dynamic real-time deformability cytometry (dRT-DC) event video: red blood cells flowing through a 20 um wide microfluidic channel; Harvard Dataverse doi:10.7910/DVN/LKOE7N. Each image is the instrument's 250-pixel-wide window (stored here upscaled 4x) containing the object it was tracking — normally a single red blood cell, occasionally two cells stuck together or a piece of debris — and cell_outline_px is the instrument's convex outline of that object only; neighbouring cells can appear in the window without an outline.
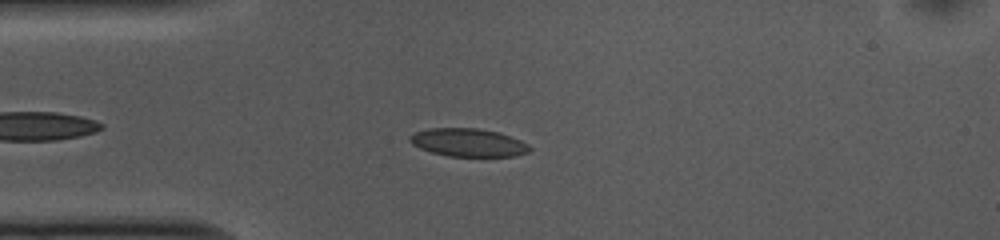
{"species": "common noctule bat (a hibernating species)", "species_latin": "Nyctalus noctula", "temperature_condition": "cold", "stored_images_in_passage": 48, "camera_frame_rate_fps": 3000, "um_per_image_px": 0.085, "animal": {"sex": "female", "body_mass_g": 10.0, "forearm_length_mm": 53.1}, "frame": {"image": 1, "passage_image": 8, "time_ms": 2.333, "image_size_px": [1000, 240], "cell_outline_px": [[532, 148], [528, 152], [516, 156], [448, 156], [432, 152], [420, 148], [412, 144], [408, 140], [408, 136], [412, 132], [428, 128], [476, 128], [500, 132], [520, 140], [528, 144]], "centroid_in_image_um": [39.77, 12.1], "position_along_channel_um": 45.2, "area_um2": 19.77}}
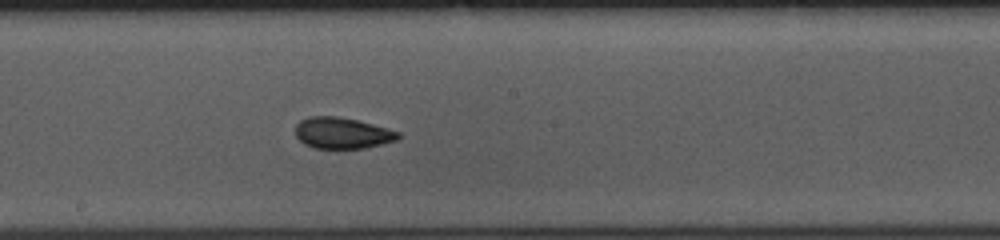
{"frame": {"image": 2, "passage_image": 23, "time_ms": 7.333, "image_size_px": [1000, 240], "cell_outline_px": [[400, 136], [396, 140], [364, 148], [312, 148], [304, 144], [296, 136], [296, 124], [300, 120], [308, 116], [340, 116], [388, 128], [400, 132]], "centroid_in_image_um": [29.06, 11.3], "position_along_channel_um": 219.1, "area_um2": 18.67}}
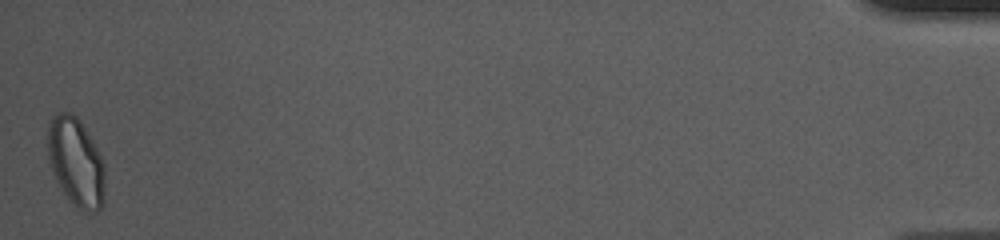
{"frame": {"image": 3, "passage_image": 48, "time_ms": 15.667, "image_size_px": [1000, 240], "cell_outline_px": [[104, 204], [96, 212], [92, 212], [80, 208], [60, 188], [52, 172], [48, 160], [48, 124], [52, 116], [56, 112], [72, 112], [80, 120], [92, 140], [104, 164]], "centroid_in_image_um": [6.44, 13.73], "position_along_channel_um": 428.8, "area_um2": 29.3}, "authors_computed_cell_mechanics": {"area_um2": 19.2474, "velocity_mm_per_s": 3.6972, "shape_relaxation_time_tau1_ms": 4.6418, "shape_relaxation_time_tau2_ms": 1.7157, "deformation_change_tau1": 0.1165, "deformation_change_tau2": 0.0598}}